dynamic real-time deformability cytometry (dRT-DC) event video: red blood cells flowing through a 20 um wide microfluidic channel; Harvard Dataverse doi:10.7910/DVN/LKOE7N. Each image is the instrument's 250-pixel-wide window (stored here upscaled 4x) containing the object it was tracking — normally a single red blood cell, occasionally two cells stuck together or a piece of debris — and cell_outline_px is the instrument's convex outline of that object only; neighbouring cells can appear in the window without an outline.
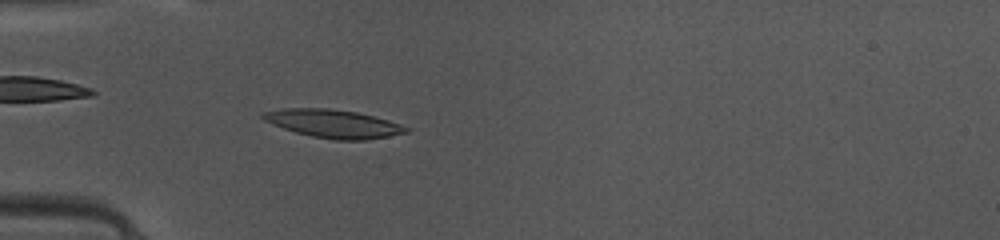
{"species": "common noctule bat (a hibernating species)", "species_latin": "Nyctalus noctula", "temperature_condition": "warm", "stored_images_in_passage": 23, "camera_frame_rate_fps": 3000, "um_per_image_px": 0.085, "animal": {"sex": "female", "body_mass_g": 10.0, "forearm_length_mm": 53.1}, "frame": {"image": 1, "passage_image": 2, "time_ms": 0.333, "image_size_px": [1000, 240], "cell_outline_px": [[412, 128], [408, 132], [368, 140], [332, 140], [312, 136], [296, 132], [272, 124], [264, 120], [260, 116], [260, 112], [284, 108], [328, 108], [356, 112], [388, 120]], "centroid_in_image_um": [28.33, 10.51], "position_along_channel_um": 56.7, "area_um2": 23.58}}
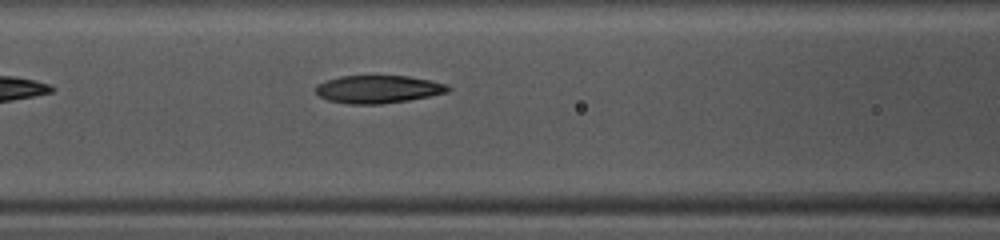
{"frame": {"image": 2, "passage_image": 8, "time_ms": 2.333, "image_size_px": [1000, 240], "cell_outline_px": [[452, 88], [448, 92], [408, 100], [380, 104], [348, 104], [328, 100], [320, 96], [316, 92], [316, 84], [340, 76], [408, 76], [448, 84]], "centroid_in_image_um": [32.15, 7.58], "position_along_channel_um": 134.5, "area_um2": 21.33}}
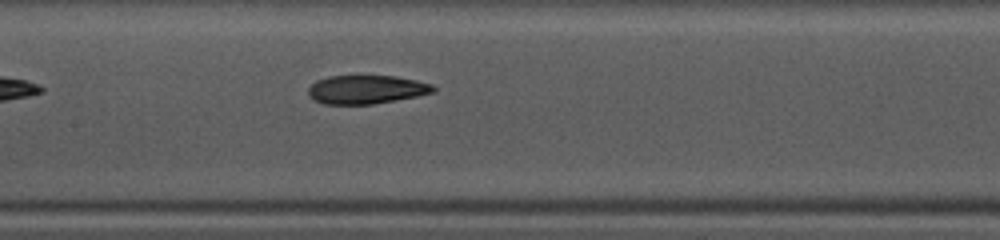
{"frame": {"image": 3, "passage_image": 11, "time_ms": 3.333, "image_size_px": [1000, 240], "cell_outline_px": [[436, 92], [396, 100], [372, 104], [324, 104], [312, 100], [308, 92], [308, 88], [316, 80], [328, 76], [396, 76], [416, 80], [432, 84], [436, 88]], "centroid_in_image_um": [31.14, 7.61], "position_along_channel_um": 176.3, "area_um2": 20.92}}